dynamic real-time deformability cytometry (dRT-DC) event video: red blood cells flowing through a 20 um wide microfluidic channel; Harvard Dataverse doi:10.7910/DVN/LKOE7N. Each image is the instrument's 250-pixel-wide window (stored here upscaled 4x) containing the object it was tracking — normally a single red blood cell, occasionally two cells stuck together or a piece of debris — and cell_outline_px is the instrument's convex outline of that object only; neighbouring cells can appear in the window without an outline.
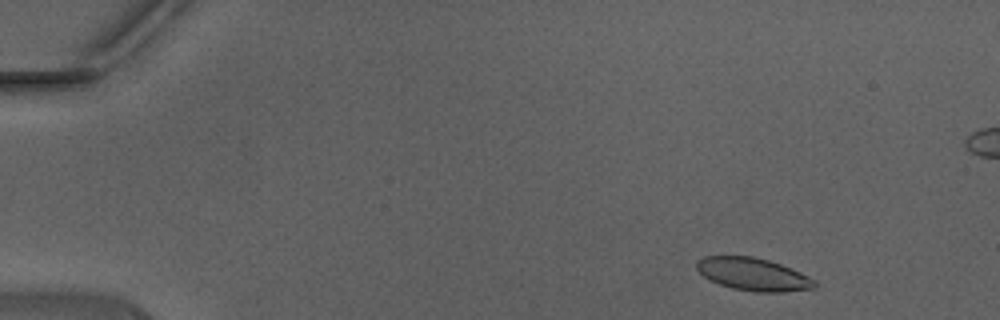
{"species": "Egyptian fruit bat (a non-hibernating species)", "species_latin": "Rousettus aegyptiacus", "temperature_condition": "warm", "stored_images_in_passage": 45, "segment_of_instrument_passage": [1, 2], "camera_frame_rate_fps": 3000, "um_per_image_px": 0.085, "animal": {"sex": "male"}, "frame": {"image": 1, "passage_image": 3, "time_ms": 0.667, "image_size_px": [1000, 320], "cell_outline_px": [[816, 288], [780, 292], [756, 292], [732, 288], [708, 280], [696, 268], [696, 260], [704, 256], [752, 256], [768, 260], [780, 264], [808, 276], [816, 280]], "centroid_in_image_um": [63.99, 23.31], "position_along_channel_um": 21.0, "area_um2": 22.43}}
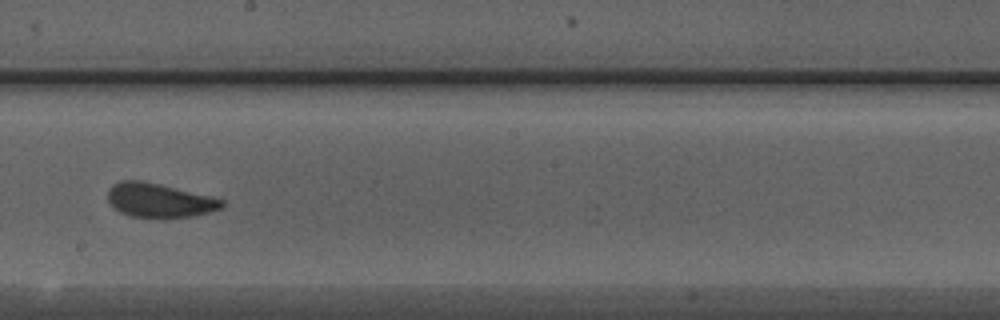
{"frame": {"image": 2, "passage_image": 25, "time_ms": 8.0, "image_size_px": [1000, 320], "cell_outline_px": [[224, 204], [220, 208], [208, 212], [192, 216], [128, 216], [120, 212], [108, 200], [108, 188], [112, 184], [124, 180], [140, 180], [160, 184], [224, 200]], "centroid_in_image_um": [13.49, 17.0], "position_along_channel_um": 234.7, "area_um2": 21.96}}
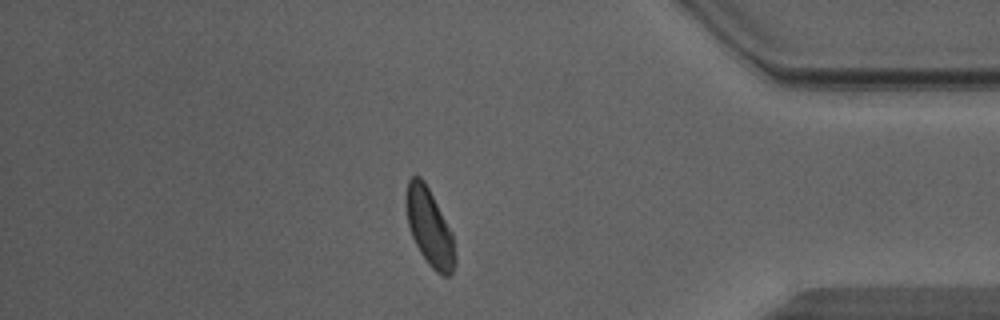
{"frame": {"image": 3, "passage_image": 38, "time_ms": 12.333, "image_size_px": [1000, 320], "cell_outline_px": [[456, 264], [452, 272], [448, 276], [440, 276], [428, 264], [420, 252], [412, 236], [408, 224], [404, 204], [404, 196], [408, 180], [412, 176], [420, 176], [424, 180], [452, 232], [456, 256]], "centroid_in_image_um": [36.49, 19.32], "position_along_channel_um": 398.7, "area_um2": 22.25}}